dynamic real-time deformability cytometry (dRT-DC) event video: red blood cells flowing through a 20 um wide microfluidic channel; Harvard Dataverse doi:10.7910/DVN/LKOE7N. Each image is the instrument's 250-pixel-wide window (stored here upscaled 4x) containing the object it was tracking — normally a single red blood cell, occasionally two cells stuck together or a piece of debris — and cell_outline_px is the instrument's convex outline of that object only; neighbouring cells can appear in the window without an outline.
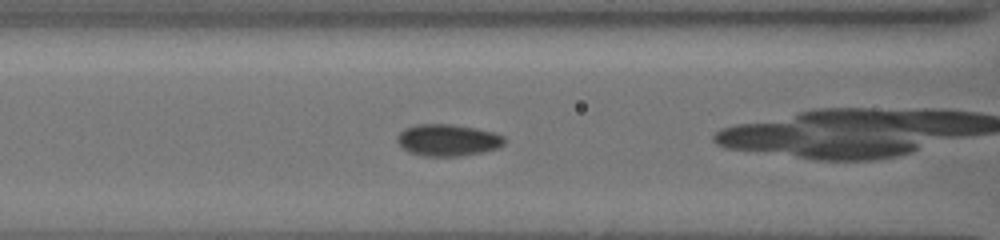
{"species": "common noctule bat (a hibernating species)", "species_latin": "Nyctalus noctula", "temperature_condition": "cold", "stored_images_in_passage": 37, "camera_frame_rate_fps": 3000, "um_per_image_px": 0.085, "animal": {"sex": "female", "body_mass_g": 19.5, "forearm_length_mm": 54.1}, "frame": {"image": 1, "passage_image": 10, "time_ms": 3.333, "image_size_px": [1000, 240], "cell_outline_px": [[504, 144], [500, 148], [484, 152], [460, 156], [424, 156], [408, 152], [396, 140], [396, 136], [404, 128], [416, 124], [452, 124], [476, 128], [492, 132], [504, 136]], "centroid_in_image_um": [38.06, 11.91], "position_along_channel_um": 128.5, "area_um2": 20.0}}
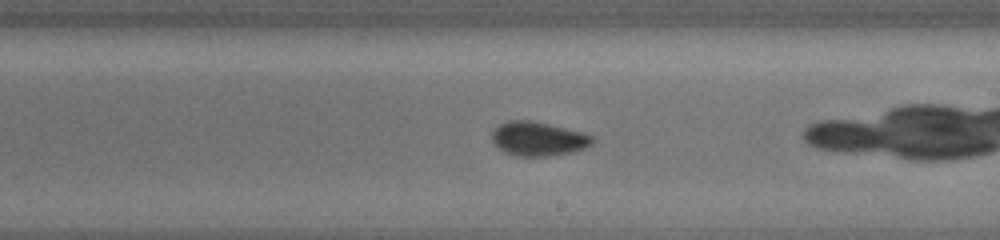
{"frame": {"image": 2, "passage_image": 16, "time_ms": 6.333, "image_size_px": [1000, 240], "cell_outline_px": [[596, 140], [592, 144], [584, 148], [572, 152], [548, 156], [516, 156], [504, 152], [492, 140], [492, 128], [508, 120], [532, 120], [584, 132], [592, 136]], "centroid_in_image_um": [45.75, 11.79], "position_along_channel_um": 243.2, "area_um2": 20.11}}
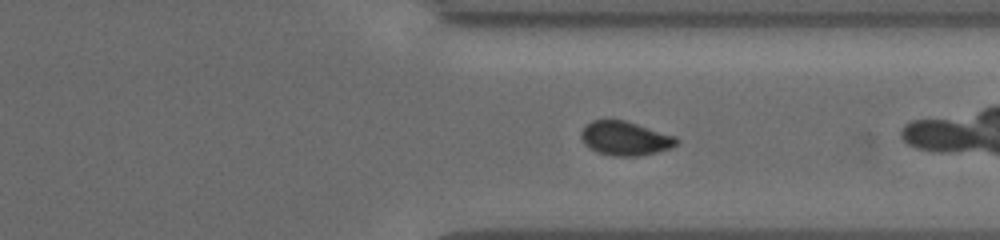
{"frame": {"image": 3, "passage_image": 25, "time_ms": 9.333, "image_size_px": [1000, 240], "cell_outline_px": [[680, 140], [676, 144], [668, 148], [656, 152], [636, 156], [612, 156], [600, 152], [584, 144], [580, 136], [580, 132], [592, 120], [624, 120], [676, 136]], "centroid_in_image_um": [53.14, 11.75], "position_along_channel_um": 358.3, "area_um2": 18.61}, "authors_computed_cell_mechanics": {"area_um2": 19.4208, "velocity_mm_per_s": 3.8406, "shape_relaxation_time_tau1_ms": 4.7195, "shape_relaxation_time_tau2_ms": 1.1783, "deformation_change_tau1": 0.09, "deformation_change_tau2": 0.0321}}